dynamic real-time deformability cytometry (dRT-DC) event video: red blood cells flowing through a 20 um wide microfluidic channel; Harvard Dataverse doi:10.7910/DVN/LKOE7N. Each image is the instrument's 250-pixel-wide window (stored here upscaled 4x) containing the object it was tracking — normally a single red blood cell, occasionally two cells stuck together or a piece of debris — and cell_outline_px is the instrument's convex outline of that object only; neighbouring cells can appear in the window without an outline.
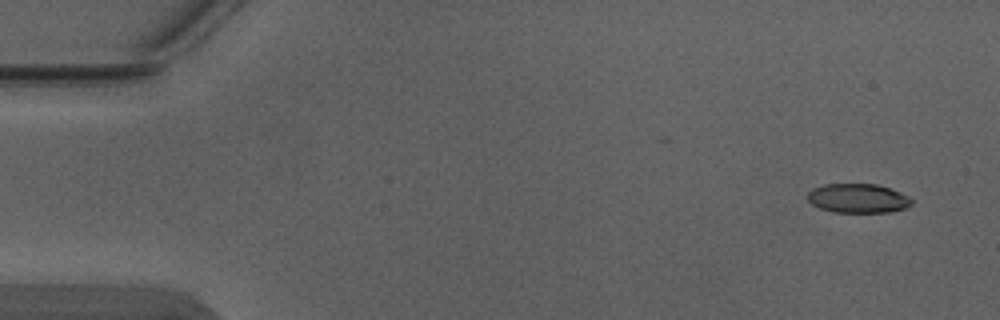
{"species": "Egyptian fruit bat (a non-hibernating species)", "species_latin": "Rousettus aegyptiacus", "temperature_condition": "warm", "stored_images_in_passage": 5, "camera_frame_rate_fps": 3000, "um_per_image_px": 0.085, "animal": {"sex": "male"}, "frame": {"image": 1, "passage_image": 1, "time_ms": 0.0, "image_size_px": [1000, 320], "cell_outline_px": [[916, 200], [912, 204], [904, 208], [888, 212], [832, 212], [820, 208], [812, 204], [808, 200], [808, 192], [812, 188], [824, 184], [876, 184], [900, 192]], "centroid_in_image_um": [72.93, 16.85], "position_along_channel_um": 12.1, "area_um2": 17.74}}
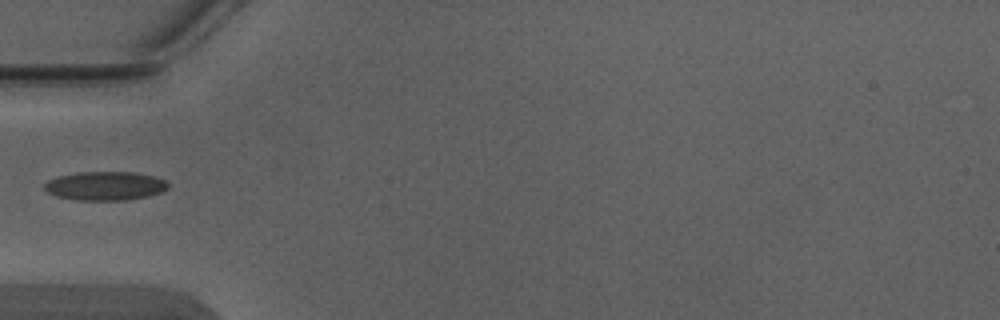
{"frame": {"image": 2, "passage_image": 4, "time_ms": 1.0, "image_size_px": [1000, 320], "cell_outline_px": [[168, 188], [160, 192], [148, 196], [128, 200], [76, 200], [56, 196], [48, 192], [44, 188], [44, 184], [48, 180], [56, 176], [80, 172], [132, 172], [156, 176], [164, 180], [168, 184]], "centroid_in_image_um": [8.93, 15.8], "position_along_channel_um": 76.1, "area_um2": 20.81}}
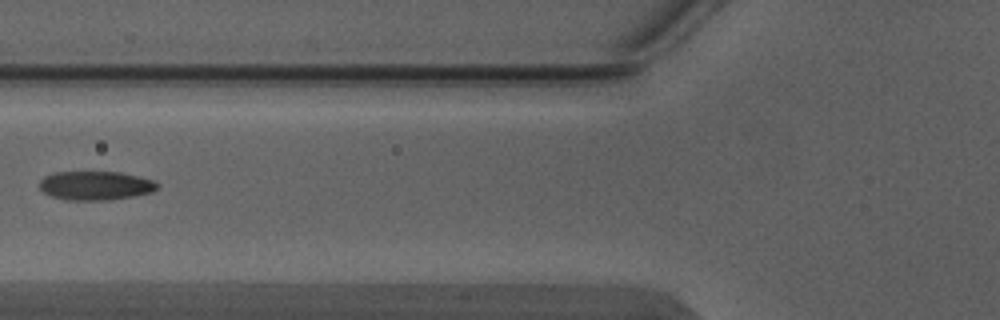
{"frame": {"image": 3, "passage_image": 5, "time_ms": 1.333, "image_size_px": [1000, 320], "cell_outline_px": [[160, 184], [152, 192], [132, 196], [108, 200], [68, 200], [52, 196], [44, 192], [40, 188], [40, 180], [44, 176], [56, 172], [120, 172], [140, 176], [156, 180]], "centroid_in_image_um": [8.15, 15.76], "position_along_channel_um": 117.6, "area_um2": 19.88}}